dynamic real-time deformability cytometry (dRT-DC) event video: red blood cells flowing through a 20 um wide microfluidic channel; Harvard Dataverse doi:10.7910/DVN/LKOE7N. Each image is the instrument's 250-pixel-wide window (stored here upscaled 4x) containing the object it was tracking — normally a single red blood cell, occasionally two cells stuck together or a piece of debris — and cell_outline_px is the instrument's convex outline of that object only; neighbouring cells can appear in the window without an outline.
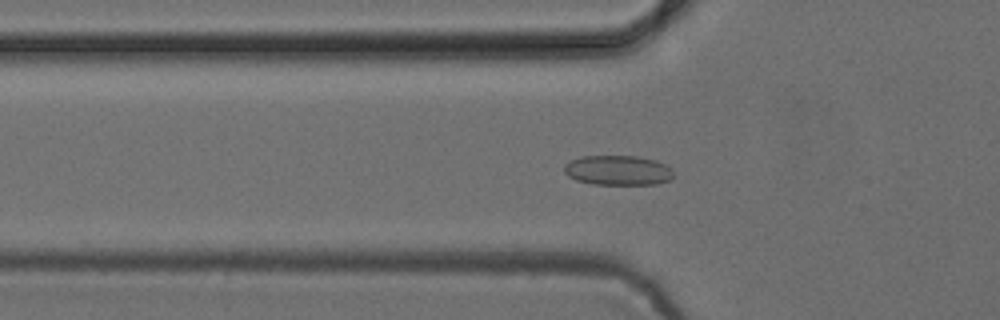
{"species": "common noctule bat (a hibernating species)", "species_latin": "Nyctalus noctula", "temperature_condition": "cold", "stored_images_in_passage": 53, "camera_frame_rate_fps": 3000, "um_per_image_px": 0.085, "animal": {"sex": "female", "body_mass_g": 24.6, "forearm_length_mm": 56.2}, "frame": {"image": 1, "passage_image": 18, "time_ms": 5.667, "image_size_px": [1000, 320], "cell_outline_px": [[672, 180], [656, 184], [592, 184], [576, 180], [568, 176], [564, 172], [564, 164], [580, 156], [636, 156], [656, 160], [672, 168]], "centroid_in_image_um": [52.52, 14.48], "position_along_channel_um": 73.3, "area_um2": 19.07}}
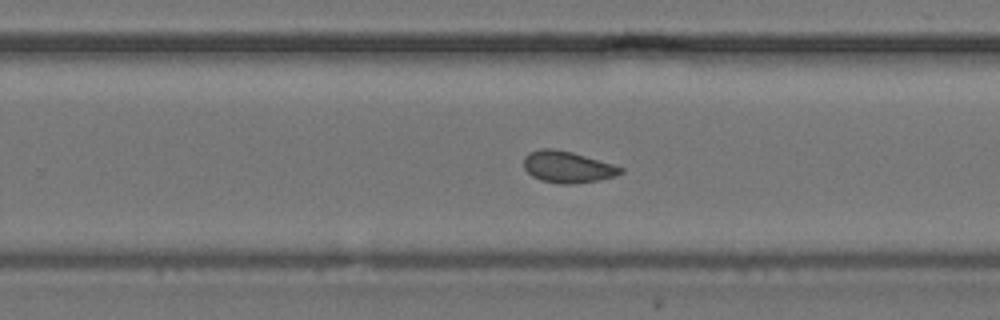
{"frame": {"image": 2, "passage_image": 34, "time_ms": 11.0, "image_size_px": [1000, 320], "cell_outline_px": [[624, 172], [616, 176], [600, 180], [572, 184], [560, 184], [540, 180], [532, 176], [524, 168], [524, 156], [528, 152], [540, 148], [552, 148], [572, 152], [612, 164], [624, 168]], "centroid_in_image_um": [48.23, 14.19], "position_along_channel_um": 281.6, "area_um2": 17.92}}
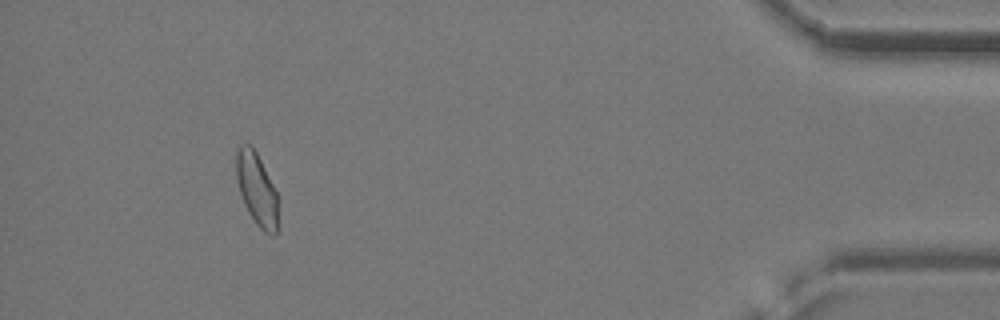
{"frame": {"image": 3, "passage_image": 49, "time_ms": 16.0, "image_size_px": [1000, 320], "cell_outline_px": [[280, 224], [276, 232], [272, 236], [264, 232], [256, 224], [248, 212], [244, 204], [236, 180], [236, 152], [240, 144], [252, 144], [276, 192]], "centroid_in_image_um": [21.83, 16.12], "position_along_channel_um": 413.4, "area_um2": 17.86}, "authors_computed_cell_mechanics": {"area_um2": 18.3226, "velocity_mm_per_s": 3.8974, "shape_relaxation_time_tau1_ms": null, "shape_relaxation_time_tau2_ms": 1.8749, "deformation_change_tau1": null, "deformation_change_tau2": 0.0739}}